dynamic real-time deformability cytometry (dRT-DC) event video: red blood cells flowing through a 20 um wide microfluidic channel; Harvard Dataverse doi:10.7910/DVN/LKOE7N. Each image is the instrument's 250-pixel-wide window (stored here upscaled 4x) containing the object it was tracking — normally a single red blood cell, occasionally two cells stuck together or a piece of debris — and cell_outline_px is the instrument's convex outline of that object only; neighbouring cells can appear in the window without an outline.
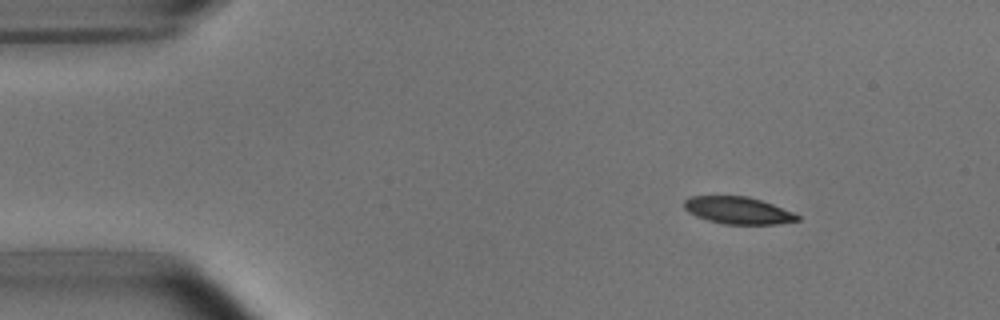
{"species": "common noctule bat (a hibernating species)", "species_latin": "Nyctalus noctula", "temperature_condition": "room temperature", "stored_images_in_passage": 13, "camera_frame_rate_fps": 3000, "um_per_image_px": 0.085, "animal": {"sex": "male", "body_mass_g": 15.6}, "frame": {"image": 1, "passage_image": 1, "time_ms": 0.0, "image_size_px": [1000, 320], "cell_outline_px": [[800, 220], [776, 224], [724, 224], [708, 220], [696, 216], [688, 212], [684, 208], [684, 200], [692, 196], [748, 196], [772, 204], [792, 212], [800, 216]], "centroid_in_image_um": [62.72, 17.88], "position_along_channel_um": 22.3, "area_um2": 17.8}}
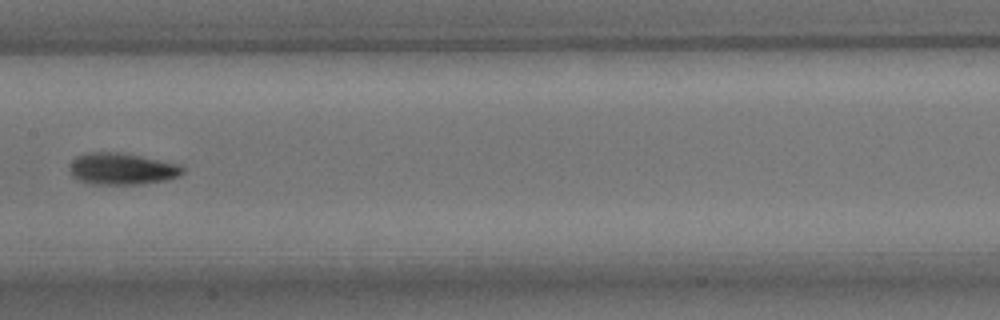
{"frame": {"image": 2, "passage_image": 6, "time_ms": 6.667, "image_size_px": [1000, 320], "cell_outline_px": [[184, 172], [180, 176], [164, 180], [140, 184], [92, 184], [80, 180], [72, 176], [68, 168], [72, 160], [76, 156], [88, 152], [120, 152], [180, 164], [184, 168]], "centroid_in_image_um": [10.35, 14.34], "position_along_channel_um": 197.1, "area_um2": 20.92}}
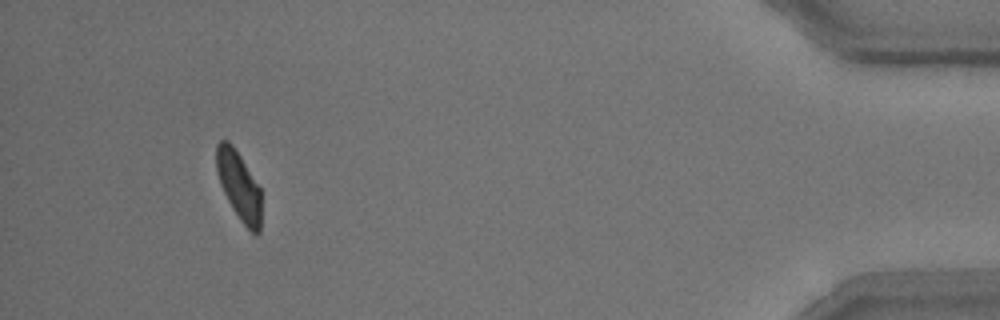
{"frame": {"image": 3, "passage_image": 12, "time_ms": 14.333, "image_size_px": [1000, 320], "cell_outline_px": [[260, 232], [256, 236], [240, 220], [232, 208], [220, 184], [216, 168], [216, 144], [220, 140], [228, 140], [232, 144], [240, 156], [260, 188]], "centroid_in_image_um": [20.29, 15.77], "position_along_channel_um": 414.9, "area_um2": 17.74}, "authors_computed_cell_mechanics": {"area_um2": 19.4208, "velocity_mm_per_s": 3.724, "shape_relaxation_time_tau1_ms": 2.9737, "shape_relaxation_time_tau2_ms": 6.2742, "deformation_change_tau1": 0.1373, "deformation_change_tau2": 0.1179}}